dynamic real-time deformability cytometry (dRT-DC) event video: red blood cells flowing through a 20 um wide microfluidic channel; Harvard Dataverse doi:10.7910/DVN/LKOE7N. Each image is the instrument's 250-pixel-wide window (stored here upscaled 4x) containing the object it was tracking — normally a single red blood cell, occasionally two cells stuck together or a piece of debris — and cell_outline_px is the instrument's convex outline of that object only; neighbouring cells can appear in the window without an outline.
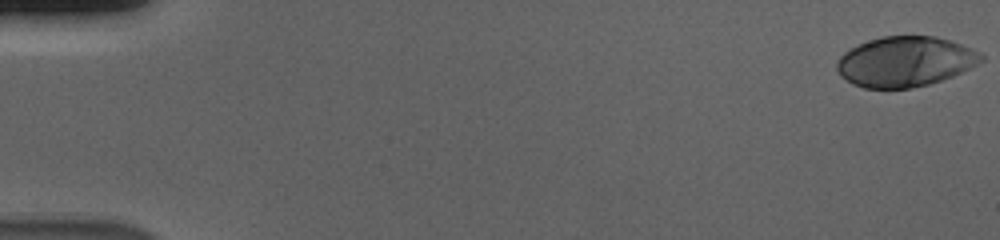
{"species": "human", "species_latin": "Homo sapiens", "temperature_condition": "cold", "stored_images_in_passage": 55, "camera_frame_rate_fps": 3000, "um_per_image_px": 0.085, "donor": {"sex": "male"}, "frame": {"image": 1, "passage_image": 1, "time_ms": 0.0, "image_size_px": [1000, 240], "cell_outline_px": [[984, 60], [952, 76], [928, 84], [912, 88], [864, 88], [852, 84], [840, 76], [836, 68], [836, 60], [844, 52], [860, 44], [884, 36], [936, 36], [960, 44], [980, 52], [984, 56]], "centroid_in_image_um": [76.91, 5.24], "position_along_channel_um": 8.1, "area_um2": 41.85}}
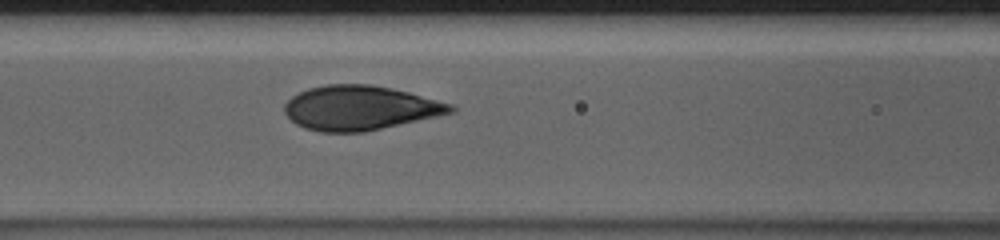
{"frame": {"image": 2, "passage_image": 25, "time_ms": 8.0, "image_size_px": [1000, 240], "cell_outline_px": [[456, 112], [364, 132], [320, 132], [304, 128], [296, 124], [284, 112], [284, 104], [292, 96], [308, 88], [328, 84], [372, 84], [392, 88], [408, 92], [452, 104], [456, 108]], "centroid_in_image_um": [30.59, 9.17], "position_along_channel_um": 136.0, "area_um2": 43.0}}
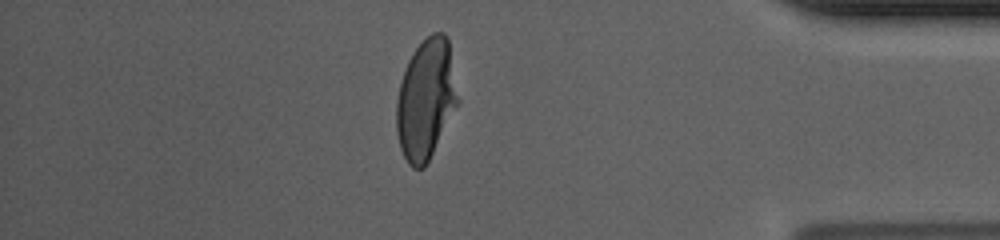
{"frame": {"image": 3, "passage_image": 49, "time_ms": 16.0, "image_size_px": [1000, 240], "cell_outline_px": [[460, 104], [424, 168], [412, 168], [408, 164], [400, 148], [396, 132], [396, 100], [400, 84], [408, 60], [412, 52], [432, 32], [444, 32], [448, 36], [460, 100]], "centroid_in_image_um": [36.23, 8.44], "position_along_channel_um": 399.0, "area_um2": 43.64}, "authors_computed_cell_mechanics": {"area_um2": 43.2922, "velocity_mm_per_s": 3.6694, "shape_relaxation_time_tau1_ms": 3.6829, "shape_relaxation_time_tau2_ms": null, "deformation_change_tau1": 0.1976, "deformation_change_tau2": null}}